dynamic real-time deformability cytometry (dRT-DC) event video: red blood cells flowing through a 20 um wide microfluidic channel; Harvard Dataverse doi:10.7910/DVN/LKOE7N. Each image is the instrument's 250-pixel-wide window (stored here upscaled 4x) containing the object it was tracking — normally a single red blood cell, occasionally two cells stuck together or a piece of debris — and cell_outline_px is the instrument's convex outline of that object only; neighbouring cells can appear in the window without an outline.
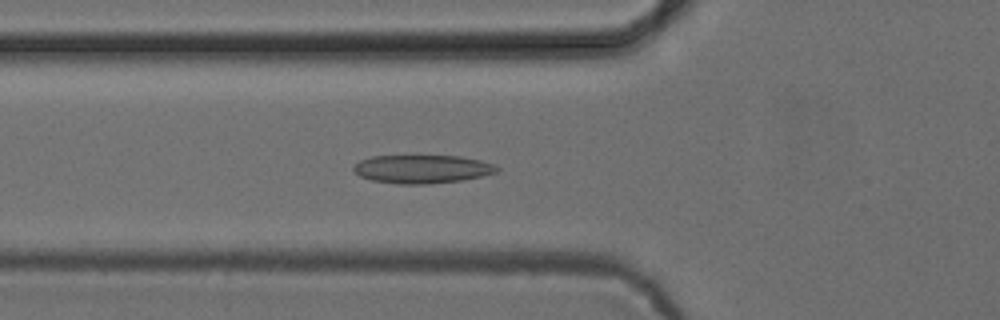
{"species": "common noctule bat (a hibernating species)", "species_latin": "Nyctalus noctula", "temperature_condition": "cold", "stored_images_in_passage": 47, "camera_frame_rate_fps": 3000, "um_per_image_px": 0.085, "animal": {"sex": "female", "body_mass_g": 24.6, "forearm_length_mm": 56.2}, "frame": {"image": 1, "passage_image": 13, "time_ms": 4.0, "image_size_px": [1000, 320], "cell_outline_px": [[500, 168], [496, 172], [464, 180], [428, 184], [396, 184], [372, 180], [360, 176], [352, 168], [360, 160], [372, 156], [460, 156], [480, 160], [496, 164]], "centroid_in_image_um": [35.9, 14.37], "position_along_channel_um": 89.9, "area_um2": 23.7}}
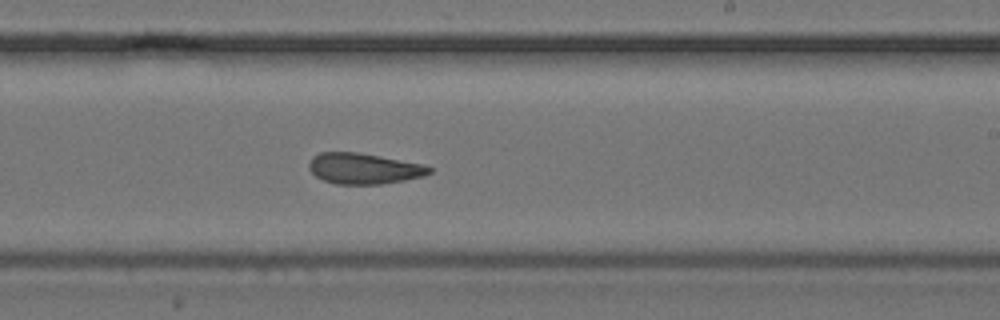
{"frame": {"image": 2, "passage_image": 26, "time_ms": 8.333, "image_size_px": [1000, 320], "cell_outline_px": [[432, 172], [424, 176], [404, 180], [380, 184], [336, 184], [324, 180], [316, 176], [308, 168], [308, 164], [312, 156], [320, 152], [356, 152], [380, 156], [424, 164], [432, 168]], "centroid_in_image_um": [30.92, 14.32], "position_along_channel_um": 258.1, "area_um2": 21.62}}
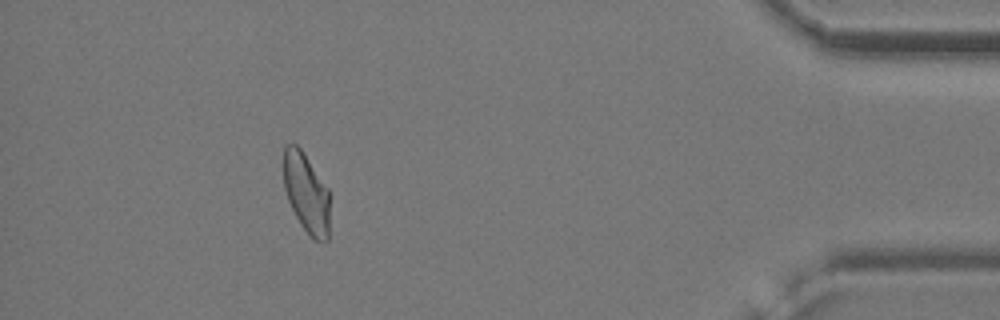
{"frame": {"image": 3, "passage_image": 42, "time_ms": 13.667, "image_size_px": [1000, 320], "cell_outline_px": [[328, 240], [324, 244], [312, 240], [300, 224], [288, 200], [284, 188], [284, 144], [296, 144], [300, 148], [328, 188]], "centroid_in_image_um": [26.03, 16.45], "position_along_channel_um": 409.2, "area_um2": 21.39}, "authors_computed_cell_mechanics": {"area_um2": 22.7154, "velocity_mm_per_s": 3.8674, "shape_relaxation_time_tau1_ms": 7.1879, "shape_relaxation_time_tau2_ms": 2.3552, "deformation_change_tau1": 0.157, "deformation_change_tau2": 0.1002}}